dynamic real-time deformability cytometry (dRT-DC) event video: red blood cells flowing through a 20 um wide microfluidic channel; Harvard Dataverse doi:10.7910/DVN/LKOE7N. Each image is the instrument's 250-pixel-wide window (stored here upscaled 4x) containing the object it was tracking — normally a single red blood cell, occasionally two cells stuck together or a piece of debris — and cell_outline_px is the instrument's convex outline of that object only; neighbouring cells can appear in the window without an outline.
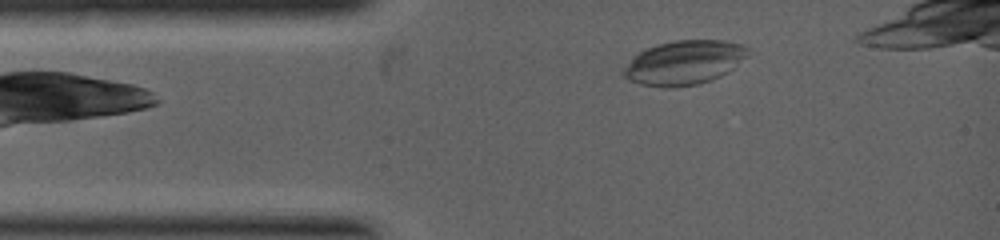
{"species": "common noctule bat (a hibernating species)", "species_latin": "Nyctalus noctula", "temperature_condition": "warm", "stored_images_in_passage": 20, "segment_of_instrument_passage": [1, 2], "camera_frame_rate_fps": 5000, "um_per_image_px": 0.085, "animal": {"sex": "female", "body_mass_g": 19.0, "forearm_length_mm": 53.3}, "frame": {"image": 1, "passage_image": 3, "time_ms": 0.4, "image_size_px": [1000, 240], "cell_outline_px": [[748, 48], [744, 56], [728, 72], [712, 80], [700, 84], [672, 88], [664, 88], [640, 84], [628, 80], [620, 72], [640, 52], [656, 44], [672, 40], [724, 40], [740, 44]], "centroid_in_image_um": [58.11, 5.34], "position_along_channel_um": 26.9, "area_um2": 31.79}}
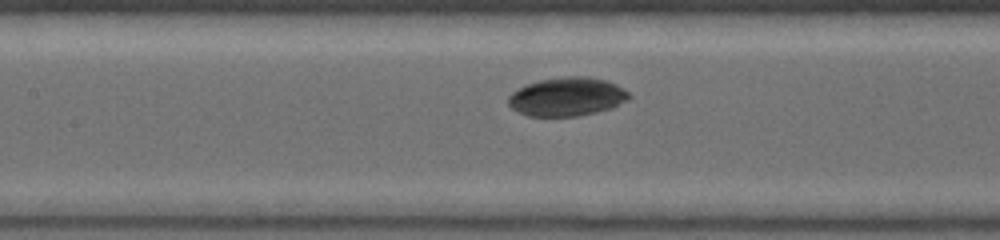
{"frame": {"image": 2, "passage_image": 13, "time_ms": 2.6, "image_size_px": [1000, 240], "cell_outline_px": [[632, 96], [628, 100], [612, 108], [596, 112], [576, 116], [528, 116], [512, 108], [508, 104], [508, 96], [512, 92], [524, 84], [540, 80], [564, 76], [584, 76], [604, 80], [616, 84], [628, 92]], "centroid_in_image_um": [48.19, 8.22], "position_along_channel_um": 159.2, "area_um2": 27.22}}
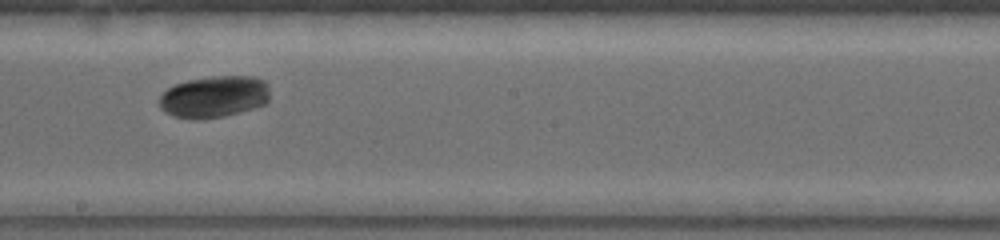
{"frame": {"image": 3, "passage_image": 18, "time_ms": 3.6, "image_size_px": [1000, 240], "cell_outline_px": [[268, 100], [264, 104], [256, 108], [224, 116], [172, 116], [164, 112], [160, 108], [156, 100], [168, 88], [176, 84], [188, 80], [212, 76], [252, 76], [264, 80], [268, 84]], "centroid_in_image_um": [18.21, 8.18], "position_along_channel_um": 230.0, "area_um2": 26.47}}